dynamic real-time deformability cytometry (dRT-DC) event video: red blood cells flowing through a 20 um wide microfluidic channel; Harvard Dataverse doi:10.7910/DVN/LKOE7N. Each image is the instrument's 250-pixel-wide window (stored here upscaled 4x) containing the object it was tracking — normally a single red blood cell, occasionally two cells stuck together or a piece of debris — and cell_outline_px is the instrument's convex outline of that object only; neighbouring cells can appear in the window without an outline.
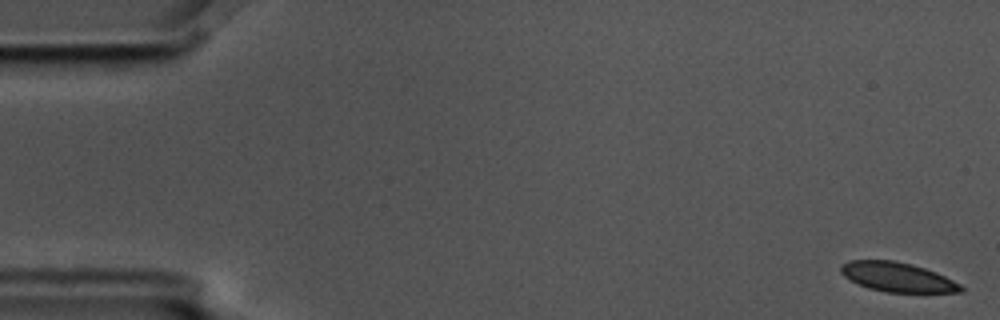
{"species": "common noctule bat (a hibernating species)", "species_latin": "Nyctalus noctula", "temperature_condition": "cold", "stored_images_in_passage": 5, "camera_frame_rate_fps": 3000, "um_per_image_px": 0.085, "animal": {"sex": "male", "body_mass_g": 17.5, "forearm_length_mm": 52.3}, "frame": {"image": 1, "passage_image": 1, "time_ms": 0.0, "image_size_px": [1000, 320], "cell_outline_px": [[964, 292], [884, 292], [868, 288], [844, 276], [840, 272], [840, 264], [848, 260], [896, 260], [912, 264], [936, 272], [960, 284], [964, 288]], "centroid_in_image_um": [76.26, 23.54], "position_along_channel_um": 8.7, "area_um2": 20.58}}